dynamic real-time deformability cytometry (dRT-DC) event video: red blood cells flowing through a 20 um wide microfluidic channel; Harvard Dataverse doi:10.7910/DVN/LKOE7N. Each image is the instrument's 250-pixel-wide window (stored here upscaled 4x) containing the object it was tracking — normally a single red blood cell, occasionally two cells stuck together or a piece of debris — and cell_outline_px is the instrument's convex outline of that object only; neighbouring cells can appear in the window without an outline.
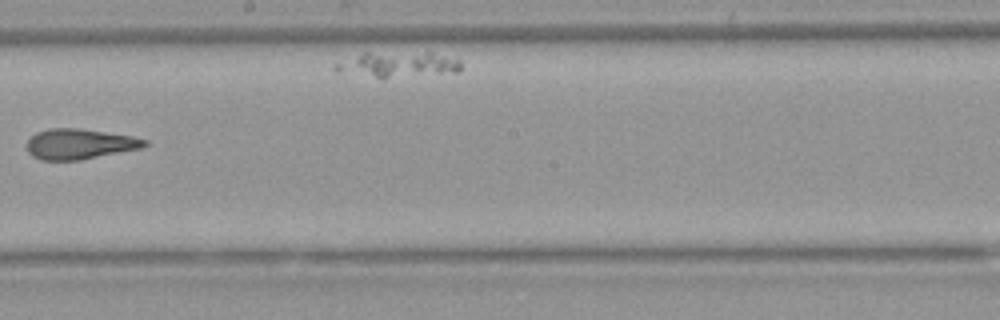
{"species": "Egyptian fruit bat (a non-hibernating species)", "species_latin": "Rousettus aegyptiacus", "temperature_condition": "warm", "stored_images_in_passage": 9, "camera_frame_rate_fps": 3000, "um_per_image_px": 0.085, "animal": {"sex": "female"}, "frame": {"image": 1, "passage_image": 5, "time_ms": 6.333, "image_size_px": [1000, 320], "cell_outline_px": [[148, 144], [140, 148], [80, 160], [40, 160], [32, 156], [28, 152], [28, 140], [36, 132], [48, 128], [80, 128], [132, 136], [148, 140]], "centroid_in_image_um": [6.75, 12.23], "position_along_channel_um": 241.5, "area_um2": 20.75}}
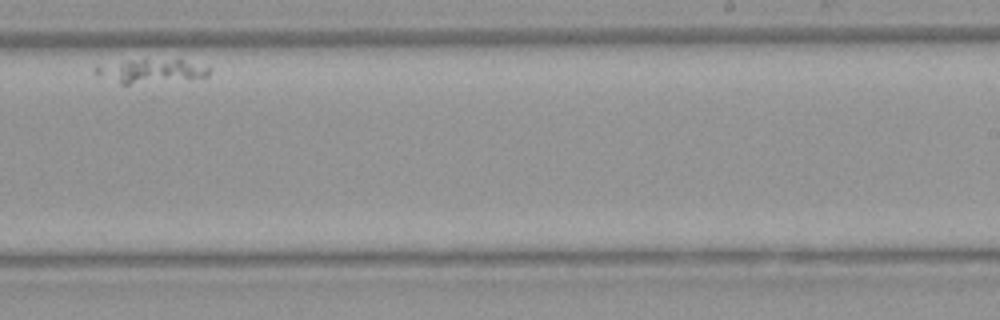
{"frame": {"image": 2, "passage_image": 7, "time_ms": 8.667, "image_size_px": [1000, 320], "cell_outline_px": [[212, 68], [208, 76], [128, 84], [120, 84], [112, 72], [112, 68], [128, 60], [180, 60]], "centroid_in_image_um": [13.37, 6.03], "position_along_channel_um": 275.6, "area_um2": 12.95}}
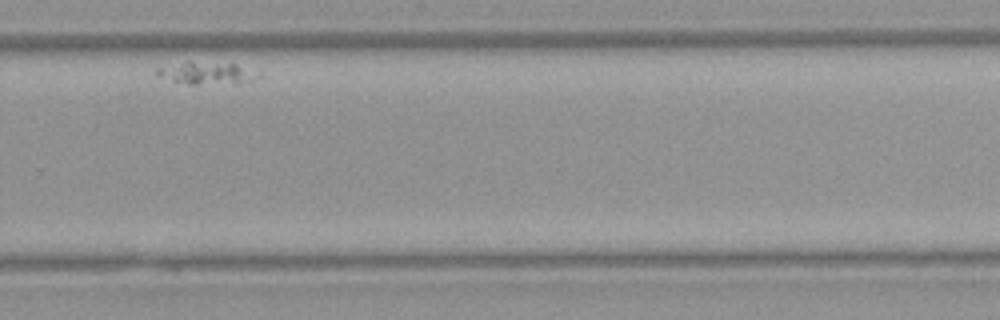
{"frame": {"image": 3, "passage_image": 8, "time_ms": 10.0, "image_size_px": [1000, 320], "cell_outline_px": [[260, 76], [252, 80], [240, 84], [188, 84], [156, 76], [156, 68], [184, 64], [236, 64], [260, 72]], "centroid_in_image_um": [17.69, 6.28], "position_along_channel_um": 312.1, "area_um2": 12.48}}